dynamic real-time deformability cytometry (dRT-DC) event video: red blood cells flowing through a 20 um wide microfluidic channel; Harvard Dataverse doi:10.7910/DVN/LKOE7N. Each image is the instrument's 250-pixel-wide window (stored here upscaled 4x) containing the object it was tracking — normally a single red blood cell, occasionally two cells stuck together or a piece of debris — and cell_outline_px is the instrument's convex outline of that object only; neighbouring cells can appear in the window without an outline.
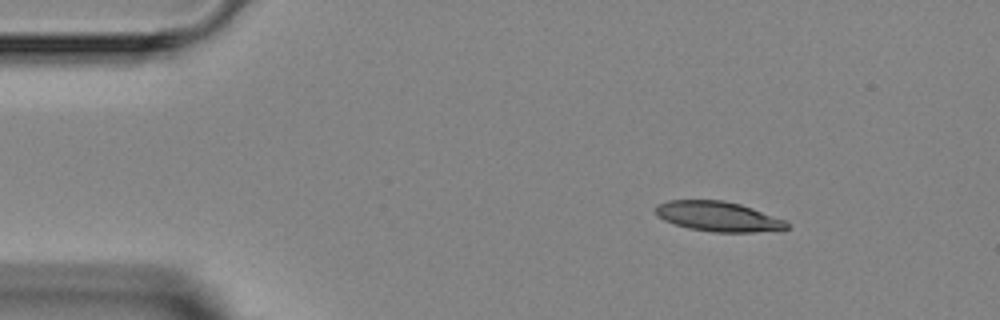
{"species": "Egyptian fruit bat (a non-hibernating species)", "species_latin": "Rousettus aegyptiacus", "temperature_condition": "room temperature", "stored_images_in_passage": 2, "camera_frame_rate_fps": 3000, "um_per_image_px": 0.085, "animal": {"sex": "female"}, "frame": {"image": 1, "passage_image": 1, "time_ms": 0.0, "image_size_px": [1000, 320], "cell_outline_px": [[788, 228], [784, 232], [712, 232], [688, 228], [664, 220], [656, 216], [652, 208], [656, 204], [668, 200], [724, 200], [740, 204], [752, 208], [784, 220], [788, 224]], "centroid_in_image_um": [61.04, 18.41], "position_along_channel_um": 24.0, "area_um2": 23.29}}